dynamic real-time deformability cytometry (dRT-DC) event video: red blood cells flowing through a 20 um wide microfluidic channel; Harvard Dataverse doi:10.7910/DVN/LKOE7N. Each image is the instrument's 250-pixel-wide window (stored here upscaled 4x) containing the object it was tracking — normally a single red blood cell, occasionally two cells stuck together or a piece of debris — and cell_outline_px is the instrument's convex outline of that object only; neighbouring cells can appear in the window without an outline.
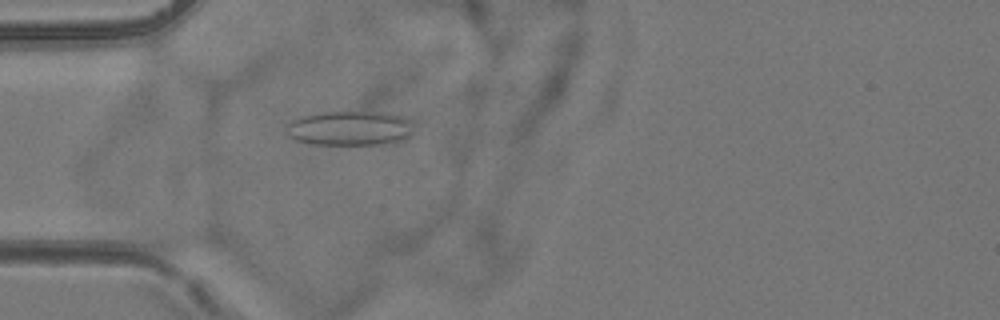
{"species": "common noctule bat (a hibernating species)", "species_latin": "Nyctalus noctula", "temperature_condition": "room temperature", "stored_images_in_passage": 3, "camera_frame_rate_fps": 3000, "um_per_image_px": 0.085, "animal": {"sex": "female", "body_mass_g": 24.6, "forearm_length_mm": 56.2}, "frame": {"image": 1, "passage_image": 3, "time_ms": 2.333, "image_size_px": [1000, 320], "cell_outline_px": [[408, 136], [396, 140], [376, 144], [312, 144], [296, 140], [288, 136], [284, 132], [284, 124], [300, 116], [316, 112], [388, 112], [400, 116], [408, 120]], "centroid_in_image_um": [29.53, 10.88], "position_along_channel_um": 55.5, "area_um2": 25.32}}